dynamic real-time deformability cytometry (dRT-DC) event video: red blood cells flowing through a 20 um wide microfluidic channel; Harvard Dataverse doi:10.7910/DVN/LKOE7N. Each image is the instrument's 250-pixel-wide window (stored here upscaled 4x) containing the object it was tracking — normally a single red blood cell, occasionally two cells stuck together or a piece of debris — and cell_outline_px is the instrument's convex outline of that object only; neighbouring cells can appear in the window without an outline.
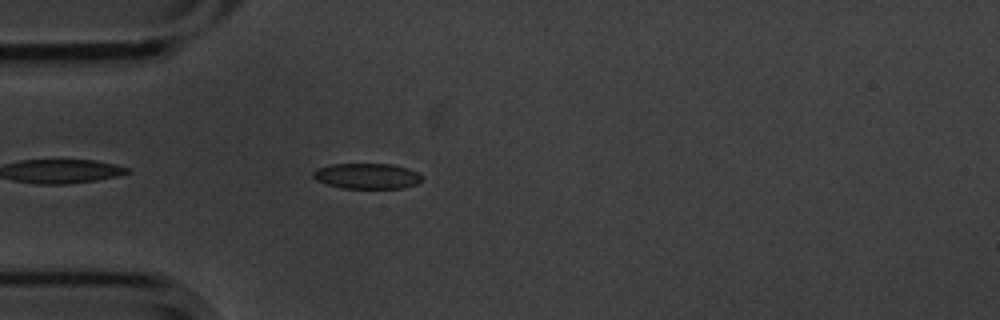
{"species": "common noctule bat (a hibernating species)", "species_latin": "Nyctalus noctula", "temperature_condition": "cold", "stored_images_in_passage": 6, "camera_frame_rate_fps": 3000, "um_per_image_px": 0.085, "animal": {"sex": "male", "body_mass_g": 20.1, "forearm_length_mm": 53.5}, "frame": {"image": 1, "passage_image": 6, "time_ms": 1.667, "image_size_px": [1000, 320], "cell_outline_px": [[424, 176], [416, 184], [404, 188], [340, 188], [316, 180], [312, 176], [312, 172], [316, 168], [332, 164], [392, 164], [408, 168]], "centroid_in_image_um": [31.18, 14.96], "position_along_channel_um": 53.8, "area_um2": 16.24}}